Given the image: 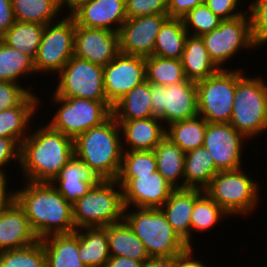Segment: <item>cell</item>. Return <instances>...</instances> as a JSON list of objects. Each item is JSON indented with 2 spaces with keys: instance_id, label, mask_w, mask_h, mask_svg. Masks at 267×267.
<instances>
[{
  "instance_id": "obj_26",
  "label": "cell",
  "mask_w": 267,
  "mask_h": 267,
  "mask_svg": "<svg viewBox=\"0 0 267 267\" xmlns=\"http://www.w3.org/2000/svg\"><path fill=\"white\" fill-rule=\"evenodd\" d=\"M219 172L208 150L203 146L185 153L182 189L205 191Z\"/></svg>"
},
{
  "instance_id": "obj_19",
  "label": "cell",
  "mask_w": 267,
  "mask_h": 267,
  "mask_svg": "<svg viewBox=\"0 0 267 267\" xmlns=\"http://www.w3.org/2000/svg\"><path fill=\"white\" fill-rule=\"evenodd\" d=\"M68 14L74 19L76 26L118 33L127 20L125 0H88ZM114 24L117 27L114 28Z\"/></svg>"
},
{
  "instance_id": "obj_33",
  "label": "cell",
  "mask_w": 267,
  "mask_h": 267,
  "mask_svg": "<svg viewBox=\"0 0 267 267\" xmlns=\"http://www.w3.org/2000/svg\"><path fill=\"white\" fill-rule=\"evenodd\" d=\"M45 25L39 23L15 21L0 38L5 44L19 50L33 60L36 58Z\"/></svg>"
},
{
  "instance_id": "obj_43",
  "label": "cell",
  "mask_w": 267,
  "mask_h": 267,
  "mask_svg": "<svg viewBox=\"0 0 267 267\" xmlns=\"http://www.w3.org/2000/svg\"><path fill=\"white\" fill-rule=\"evenodd\" d=\"M168 0H125L127 18L167 14Z\"/></svg>"
},
{
  "instance_id": "obj_6",
  "label": "cell",
  "mask_w": 267,
  "mask_h": 267,
  "mask_svg": "<svg viewBox=\"0 0 267 267\" xmlns=\"http://www.w3.org/2000/svg\"><path fill=\"white\" fill-rule=\"evenodd\" d=\"M124 208L119 183L116 180H101L72 205L75 227H105L120 222L124 217Z\"/></svg>"
},
{
  "instance_id": "obj_5",
  "label": "cell",
  "mask_w": 267,
  "mask_h": 267,
  "mask_svg": "<svg viewBox=\"0 0 267 267\" xmlns=\"http://www.w3.org/2000/svg\"><path fill=\"white\" fill-rule=\"evenodd\" d=\"M236 70V93L230 125L246 139L267 129V84L261 77L248 78Z\"/></svg>"
},
{
  "instance_id": "obj_3",
  "label": "cell",
  "mask_w": 267,
  "mask_h": 267,
  "mask_svg": "<svg viewBox=\"0 0 267 267\" xmlns=\"http://www.w3.org/2000/svg\"><path fill=\"white\" fill-rule=\"evenodd\" d=\"M124 144L119 123L111 115L74 140V155L101 180H116L122 163Z\"/></svg>"
},
{
  "instance_id": "obj_2",
  "label": "cell",
  "mask_w": 267,
  "mask_h": 267,
  "mask_svg": "<svg viewBox=\"0 0 267 267\" xmlns=\"http://www.w3.org/2000/svg\"><path fill=\"white\" fill-rule=\"evenodd\" d=\"M20 144L22 173L29 182H51L74 155V140L48 124L38 126Z\"/></svg>"
},
{
  "instance_id": "obj_41",
  "label": "cell",
  "mask_w": 267,
  "mask_h": 267,
  "mask_svg": "<svg viewBox=\"0 0 267 267\" xmlns=\"http://www.w3.org/2000/svg\"><path fill=\"white\" fill-rule=\"evenodd\" d=\"M184 27L189 35L202 36L217 28L222 21L205 3L199 4L182 17ZM190 27V28H189ZM192 28L194 29L192 31ZM192 33H189V31Z\"/></svg>"
},
{
  "instance_id": "obj_17",
  "label": "cell",
  "mask_w": 267,
  "mask_h": 267,
  "mask_svg": "<svg viewBox=\"0 0 267 267\" xmlns=\"http://www.w3.org/2000/svg\"><path fill=\"white\" fill-rule=\"evenodd\" d=\"M168 18L167 14L127 18L119 31L120 52L144 58L153 55L158 32Z\"/></svg>"
},
{
  "instance_id": "obj_48",
  "label": "cell",
  "mask_w": 267,
  "mask_h": 267,
  "mask_svg": "<svg viewBox=\"0 0 267 267\" xmlns=\"http://www.w3.org/2000/svg\"><path fill=\"white\" fill-rule=\"evenodd\" d=\"M15 23L11 0H0V38Z\"/></svg>"
},
{
  "instance_id": "obj_7",
  "label": "cell",
  "mask_w": 267,
  "mask_h": 267,
  "mask_svg": "<svg viewBox=\"0 0 267 267\" xmlns=\"http://www.w3.org/2000/svg\"><path fill=\"white\" fill-rule=\"evenodd\" d=\"M52 100L61 106L48 125L73 140L112 115V106L108 101L59 97L55 93Z\"/></svg>"
},
{
  "instance_id": "obj_49",
  "label": "cell",
  "mask_w": 267,
  "mask_h": 267,
  "mask_svg": "<svg viewBox=\"0 0 267 267\" xmlns=\"http://www.w3.org/2000/svg\"><path fill=\"white\" fill-rule=\"evenodd\" d=\"M193 247H190L187 251L181 255L176 256V267H206L204 263L199 260L193 259Z\"/></svg>"
},
{
  "instance_id": "obj_53",
  "label": "cell",
  "mask_w": 267,
  "mask_h": 267,
  "mask_svg": "<svg viewBox=\"0 0 267 267\" xmlns=\"http://www.w3.org/2000/svg\"><path fill=\"white\" fill-rule=\"evenodd\" d=\"M88 0H58L60 8L68 7L69 12L75 10L79 5H81L84 2H87Z\"/></svg>"
},
{
  "instance_id": "obj_52",
  "label": "cell",
  "mask_w": 267,
  "mask_h": 267,
  "mask_svg": "<svg viewBox=\"0 0 267 267\" xmlns=\"http://www.w3.org/2000/svg\"><path fill=\"white\" fill-rule=\"evenodd\" d=\"M7 179L0 178V209L8 202L12 197V191L9 192L7 187Z\"/></svg>"
},
{
  "instance_id": "obj_40",
  "label": "cell",
  "mask_w": 267,
  "mask_h": 267,
  "mask_svg": "<svg viewBox=\"0 0 267 267\" xmlns=\"http://www.w3.org/2000/svg\"><path fill=\"white\" fill-rule=\"evenodd\" d=\"M157 171L154 151H123L122 163L117 178H134Z\"/></svg>"
},
{
  "instance_id": "obj_15",
  "label": "cell",
  "mask_w": 267,
  "mask_h": 267,
  "mask_svg": "<svg viewBox=\"0 0 267 267\" xmlns=\"http://www.w3.org/2000/svg\"><path fill=\"white\" fill-rule=\"evenodd\" d=\"M244 140L229 123H207L203 147L210 152L219 171L237 170L242 167Z\"/></svg>"
},
{
  "instance_id": "obj_22",
  "label": "cell",
  "mask_w": 267,
  "mask_h": 267,
  "mask_svg": "<svg viewBox=\"0 0 267 267\" xmlns=\"http://www.w3.org/2000/svg\"><path fill=\"white\" fill-rule=\"evenodd\" d=\"M204 192L198 189H175L160 207L173 229L191 247V213L195 201Z\"/></svg>"
},
{
  "instance_id": "obj_44",
  "label": "cell",
  "mask_w": 267,
  "mask_h": 267,
  "mask_svg": "<svg viewBox=\"0 0 267 267\" xmlns=\"http://www.w3.org/2000/svg\"><path fill=\"white\" fill-rule=\"evenodd\" d=\"M19 83L0 81V111L18 106L30 93Z\"/></svg>"
},
{
  "instance_id": "obj_42",
  "label": "cell",
  "mask_w": 267,
  "mask_h": 267,
  "mask_svg": "<svg viewBox=\"0 0 267 267\" xmlns=\"http://www.w3.org/2000/svg\"><path fill=\"white\" fill-rule=\"evenodd\" d=\"M249 10L254 42L260 47L267 42V0H254Z\"/></svg>"
},
{
  "instance_id": "obj_34",
  "label": "cell",
  "mask_w": 267,
  "mask_h": 267,
  "mask_svg": "<svg viewBox=\"0 0 267 267\" xmlns=\"http://www.w3.org/2000/svg\"><path fill=\"white\" fill-rule=\"evenodd\" d=\"M165 126V136L185 153L203 146L207 121L200 115Z\"/></svg>"
},
{
  "instance_id": "obj_51",
  "label": "cell",
  "mask_w": 267,
  "mask_h": 267,
  "mask_svg": "<svg viewBox=\"0 0 267 267\" xmlns=\"http://www.w3.org/2000/svg\"><path fill=\"white\" fill-rule=\"evenodd\" d=\"M142 267H176V256L174 257H150Z\"/></svg>"
},
{
  "instance_id": "obj_9",
  "label": "cell",
  "mask_w": 267,
  "mask_h": 267,
  "mask_svg": "<svg viewBox=\"0 0 267 267\" xmlns=\"http://www.w3.org/2000/svg\"><path fill=\"white\" fill-rule=\"evenodd\" d=\"M198 115L207 123H230L236 93V69H219L196 82Z\"/></svg>"
},
{
  "instance_id": "obj_16",
  "label": "cell",
  "mask_w": 267,
  "mask_h": 267,
  "mask_svg": "<svg viewBox=\"0 0 267 267\" xmlns=\"http://www.w3.org/2000/svg\"><path fill=\"white\" fill-rule=\"evenodd\" d=\"M122 187L124 209L160 208L175 190L158 171L134 178H116Z\"/></svg>"
},
{
  "instance_id": "obj_31",
  "label": "cell",
  "mask_w": 267,
  "mask_h": 267,
  "mask_svg": "<svg viewBox=\"0 0 267 267\" xmlns=\"http://www.w3.org/2000/svg\"><path fill=\"white\" fill-rule=\"evenodd\" d=\"M153 151L158 173L175 189H182L178 180L184 178L185 152L166 136Z\"/></svg>"
},
{
  "instance_id": "obj_1",
  "label": "cell",
  "mask_w": 267,
  "mask_h": 267,
  "mask_svg": "<svg viewBox=\"0 0 267 267\" xmlns=\"http://www.w3.org/2000/svg\"><path fill=\"white\" fill-rule=\"evenodd\" d=\"M25 185L24 189L12 191V197L24 209L39 239L75 232L72 205L50 182L28 181Z\"/></svg>"
},
{
  "instance_id": "obj_32",
  "label": "cell",
  "mask_w": 267,
  "mask_h": 267,
  "mask_svg": "<svg viewBox=\"0 0 267 267\" xmlns=\"http://www.w3.org/2000/svg\"><path fill=\"white\" fill-rule=\"evenodd\" d=\"M187 36L182 18H168L158 32L153 55L181 59Z\"/></svg>"
},
{
  "instance_id": "obj_50",
  "label": "cell",
  "mask_w": 267,
  "mask_h": 267,
  "mask_svg": "<svg viewBox=\"0 0 267 267\" xmlns=\"http://www.w3.org/2000/svg\"><path fill=\"white\" fill-rule=\"evenodd\" d=\"M143 263L124 256H111L102 267H142Z\"/></svg>"
},
{
  "instance_id": "obj_47",
  "label": "cell",
  "mask_w": 267,
  "mask_h": 267,
  "mask_svg": "<svg viewBox=\"0 0 267 267\" xmlns=\"http://www.w3.org/2000/svg\"><path fill=\"white\" fill-rule=\"evenodd\" d=\"M206 0H168L167 15L169 18H182L191 9L199 4L205 3Z\"/></svg>"
},
{
  "instance_id": "obj_36",
  "label": "cell",
  "mask_w": 267,
  "mask_h": 267,
  "mask_svg": "<svg viewBox=\"0 0 267 267\" xmlns=\"http://www.w3.org/2000/svg\"><path fill=\"white\" fill-rule=\"evenodd\" d=\"M146 81L151 84L168 86L187 80L180 59L151 55L145 58Z\"/></svg>"
},
{
  "instance_id": "obj_35",
  "label": "cell",
  "mask_w": 267,
  "mask_h": 267,
  "mask_svg": "<svg viewBox=\"0 0 267 267\" xmlns=\"http://www.w3.org/2000/svg\"><path fill=\"white\" fill-rule=\"evenodd\" d=\"M15 21L52 23L62 11L58 0H11Z\"/></svg>"
},
{
  "instance_id": "obj_27",
  "label": "cell",
  "mask_w": 267,
  "mask_h": 267,
  "mask_svg": "<svg viewBox=\"0 0 267 267\" xmlns=\"http://www.w3.org/2000/svg\"><path fill=\"white\" fill-rule=\"evenodd\" d=\"M180 60L187 80L193 82L208 78L219 70L211 60L200 36L188 34Z\"/></svg>"
},
{
  "instance_id": "obj_21",
  "label": "cell",
  "mask_w": 267,
  "mask_h": 267,
  "mask_svg": "<svg viewBox=\"0 0 267 267\" xmlns=\"http://www.w3.org/2000/svg\"><path fill=\"white\" fill-rule=\"evenodd\" d=\"M100 181L95 172L73 155L50 183L69 204L74 205Z\"/></svg>"
},
{
  "instance_id": "obj_46",
  "label": "cell",
  "mask_w": 267,
  "mask_h": 267,
  "mask_svg": "<svg viewBox=\"0 0 267 267\" xmlns=\"http://www.w3.org/2000/svg\"><path fill=\"white\" fill-rule=\"evenodd\" d=\"M239 1L240 0H206L205 4L215 15H217L222 20H230L237 18L245 13L242 12V9L241 11L238 9ZM235 10L236 12H234Z\"/></svg>"
},
{
  "instance_id": "obj_39",
  "label": "cell",
  "mask_w": 267,
  "mask_h": 267,
  "mask_svg": "<svg viewBox=\"0 0 267 267\" xmlns=\"http://www.w3.org/2000/svg\"><path fill=\"white\" fill-rule=\"evenodd\" d=\"M229 216L206 192L194 203L191 213V231H205L221 221L222 217Z\"/></svg>"
},
{
  "instance_id": "obj_13",
  "label": "cell",
  "mask_w": 267,
  "mask_h": 267,
  "mask_svg": "<svg viewBox=\"0 0 267 267\" xmlns=\"http://www.w3.org/2000/svg\"><path fill=\"white\" fill-rule=\"evenodd\" d=\"M151 109L154 117L168 125L197 116L196 82L186 80L168 86L151 84Z\"/></svg>"
},
{
  "instance_id": "obj_18",
  "label": "cell",
  "mask_w": 267,
  "mask_h": 267,
  "mask_svg": "<svg viewBox=\"0 0 267 267\" xmlns=\"http://www.w3.org/2000/svg\"><path fill=\"white\" fill-rule=\"evenodd\" d=\"M120 53L119 33L107 29L76 26L74 55L106 66Z\"/></svg>"
},
{
  "instance_id": "obj_28",
  "label": "cell",
  "mask_w": 267,
  "mask_h": 267,
  "mask_svg": "<svg viewBox=\"0 0 267 267\" xmlns=\"http://www.w3.org/2000/svg\"><path fill=\"white\" fill-rule=\"evenodd\" d=\"M110 256H124L144 263L150 257L144 244L123 219L107 225Z\"/></svg>"
},
{
  "instance_id": "obj_29",
  "label": "cell",
  "mask_w": 267,
  "mask_h": 267,
  "mask_svg": "<svg viewBox=\"0 0 267 267\" xmlns=\"http://www.w3.org/2000/svg\"><path fill=\"white\" fill-rule=\"evenodd\" d=\"M76 229L79 237V258L86 267H102L111 257L109 253L107 226ZM86 231V232H85Z\"/></svg>"
},
{
  "instance_id": "obj_12",
  "label": "cell",
  "mask_w": 267,
  "mask_h": 267,
  "mask_svg": "<svg viewBox=\"0 0 267 267\" xmlns=\"http://www.w3.org/2000/svg\"><path fill=\"white\" fill-rule=\"evenodd\" d=\"M45 25L38 53L34 59L35 72L59 73L74 55L76 24L68 15L60 21Z\"/></svg>"
},
{
  "instance_id": "obj_45",
  "label": "cell",
  "mask_w": 267,
  "mask_h": 267,
  "mask_svg": "<svg viewBox=\"0 0 267 267\" xmlns=\"http://www.w3.org/2000/svg\"><path fill=\"white\" fill-rule=\"evenodd\" d=\"M13 160L20 163V144L12 138L0 137V178L7 179L3 166Z\"/></svg>"
},
{
  "instance_id": "obj_30",
  "label": "cell",
  "mask_w": 267,
  "mask_h": 267,
  "mask_svg": "<svg viewBox=\"0 0 267 267\" xmlns=\"http://www.w3.org/2000/svg\"><path fill=\"white\" fill-rule=\"evenodd\" d=\"M116 120H135L154 117L151 109V83L135 86L112 106Z\"/></svg>"
},
{
  "instance_id": "obj_20",
  "label": "cell",
  "mask_w": 267,
  "mask_h": 267,
  "mask_svg": "<svg viewBox=\"0 0 267 267\" xmlns=\"http://www.w3.org/2000/svg\"><path fill=\"white\" fill-rule=\"evenodd\" d=\"M39 240L24 209L11 197L0 209V251L25 248Z\"/></svg>"
},
{
  "instance_id": "obj_38",
  "label": "cell",
  "mask_w": 267,
  "mask_h": 267,
  "mask_svg": "<svg viewBox=\"0 0 267 267\" xmlns=\"http://www.w3.org/2000/svg\"><path fill=\"white\" fill-rule=\"evenodd\" d=\"M0 267H46L42 241L21 249L0 251Z\"/></svg>"
},
{
  "instance_id": "obj_10",
  "label": "cell",
  "mask_w": 267,
  "mask_h": 267,
  "mask_svg": "<svg viewBox=\"0 0 267 267\" xmlns=\"http://www.w3.org/2000/svg\"><path fill=\"white\" fill-rule=\"evenodd\" d=\"M58 75L57 96L107 101L103 66L73 55Z\"/></svg>"
},
{
  "instance_id": "obj_11",
  "label": "cell",
  "mask_w": 267,
  "mask_h": 267,
  "mask_svg": "<svg viewBox=\"0 0 267 267\" xmlns=\"http://www.w3.org/2000/svg\"><path fill=\"white\" fill-rule=\"evenodd\" d=\"M249 12L237 18L222 20L217 28L201 36L211 60L219 69L241 48H257L254 42Z\"/></svg>"
},
{
  "instance_id": "obj_8",
  "label": "cell",
  "mask_w": 267,
  "mask_h": 267,
  "mask_svg": "<svg viewBox=\"0 0 267 267\" xmlns=\"http://www.w3.org/2000/svg\"><path fill=\"white\" fill-rule=\"evenodd\" d=\"M258 183L240 169L219 171L205 192L229 215H245L258 205Z\"/></svg>"
},
{
  "instance_id": "obj_23",
  "label": "cell",
  "mask_w": 267,
  "mask_h": 267,
  "mask_svg": "<svg viewBox=\"0 0 267 267\" xmlns=\"http://www.w3.org/2000/svg\"><path fill=\"white\" fill-rule=\"evenodd\" d=\"M116 121L123 134L124 139L122 138V140H125V144L130 146L123 151H151L165 137L166 128L156 117Z\"/></svg>"
},
{
  "instance_id": "obj_14",
  "label": "cell",
  "mask_w": 267,
  "mask_h": 267,
  "mask_svg": "<svg viewBox=\"0 0 267 267\" xmlns=\"http://www.w3.org/2000/svg\"><path fill=\"white\" fill-rule=\"evenodd\" d=\"M103 80L107 101L113 106L135 86L146 81L145 58L120 52L103 66Z\"/></svg>"
},
{
  "instance_id": "obj_24",
  "label": "cell",
  "mask_w": 267,
  "mask_h": 267,
  "mask_svg": "<svg viewBox=\"0 0 267 267\" xmlns=\"http://www.w3.org/2000/svg\"><path fill=\"white\" fill-rule=\"evenodd\" d=\"M40 240L46 267H86L79 258V237L76 232L52 234Z\"/></svg>"
},
{
  "instance_id": "obj_25",
  "label": "cell",
  "mask_w": 267,
  "mask_h": 267,
  "mask_svg": "<svg viewBox=\"0 0 267 267\" xmlns=\"http://www.w3.org/2000/svg\"><path fill=\"white\" fill-rule=\"evenodd\" d=\"M30 93L18 106L0 111V137L12 138L19 144L27 137L29 122L37 111L39 98ZM28 127V128H27Z\"/></svg>"
},
{
  "instance_id": "obj_37",
  "label": "cell",
  "mask_w": 267,
  "mask_h": 267,
  "mask_svg": "<svg viewBox=\"0 0 267 267\" xmlns=\"http://www.w3.org/2000/svg\"><path fill=\"white\" fill-rule=\"evenodd\" d=\"M32 73H36L34 60L0 39V81L18 83L20 77Z\"/></svg>"
},
{
  "instance_id": "obj_4",
  "label": "cell",
  "mask_w": 267,
  "mask_h": 267,
  "mask_svg": "<svg viewBox=\"0 0 267 267\" xmlns=\"http://www.w3.org/2000/svg\"><path fill=\"white\" fill-rule=\"evenodd\" d=\"M123 219L142 241L149 257H174L187 251L189 246L173 229L160 208H136Z\"/></svg>"
}]
</instances>
